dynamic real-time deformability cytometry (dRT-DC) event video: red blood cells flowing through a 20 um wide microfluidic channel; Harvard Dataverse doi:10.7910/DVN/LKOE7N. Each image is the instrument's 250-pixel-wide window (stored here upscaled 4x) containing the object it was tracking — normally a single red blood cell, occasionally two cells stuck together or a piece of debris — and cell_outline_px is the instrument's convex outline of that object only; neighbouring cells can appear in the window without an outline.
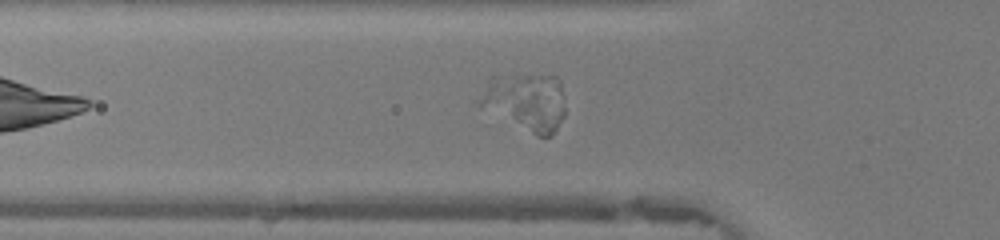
{"species": "human", "species_latin": "Homo sapiens", "temperature_condition": "warm", "stored_images_in_passage": 45, "camera_frame_rate_fps": 3000, "um_per_image_px": 0.085, "donor": {"sex": "female"}, "frame": {"image": 1, "passage_image": 14, "time_ms": 4.333, "image_size_px": [1000, 240], "cell_outline_px": [[564, 116], [552, 136], [536, 136], [476, 104], [472, 100], [488, 80], [492, 76], [556, 76], [560, 80], [564, 108]], "centroid_in_image_um": [44.62, 8.66], "position_along_channel_um": 81.2, "area_um2": 28.84}}
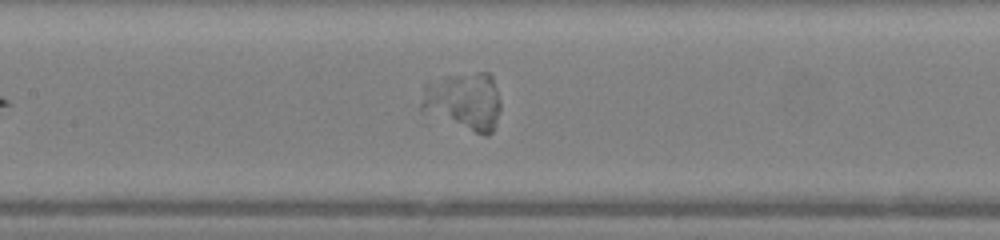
{"frame": {"image": 2, "passage_image": 20, "time_ms": 6.333, "image_size_px": [1000, 240], "cell_outline_px": [[500, 112], [492, 132], [488, 136], [484, 136], [420, 108], [420, 104], [424, 84], [444, 76], [476, 72], [492, 72], [500, 100]], "centroid_in_image_um": [39.48, 8.55], "position_along_channel_um": 167.9, "area_um2": 26.59}}
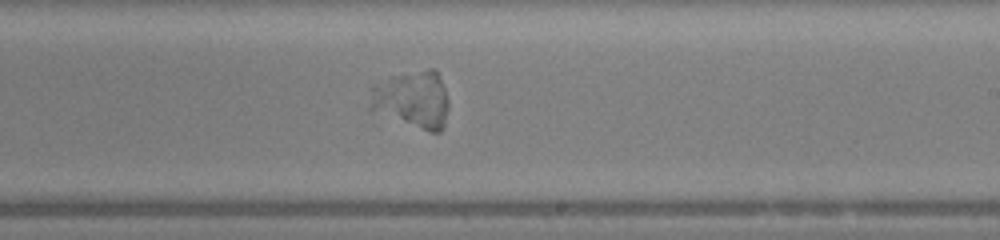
{"frame": {"image": 3, "passage_image": 26, "time_ms": 8.333, "image_size_px": [1000, 240], "cell_outline_px": [[448, 108], [444, 128], [440, 132], [432, 132], [368, 108], [372, 84], [392, 76], [428, 68], [436, 68], [444, 88], [448, 100]], "centroid_in_image_um": [35.07, 8.41], "position_along_channel_um": 253.9, "area_um2": 26.07}}